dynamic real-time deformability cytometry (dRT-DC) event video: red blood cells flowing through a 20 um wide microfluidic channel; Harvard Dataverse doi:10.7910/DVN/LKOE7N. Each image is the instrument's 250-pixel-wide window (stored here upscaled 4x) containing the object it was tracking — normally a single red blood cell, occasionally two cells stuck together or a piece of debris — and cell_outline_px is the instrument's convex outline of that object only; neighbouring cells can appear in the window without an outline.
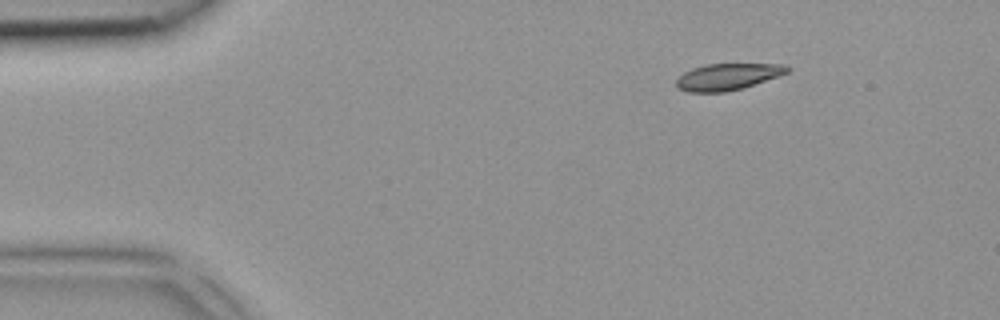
{"species": "common noctule bat (a hibernating species)", "species_latin": "Nyctalus noctula", "temperature_condition": "room temperature", "stored_images_in_passage": 5, "camera_frame_rate_fps": 3000, "um_per_image_px": 0.085, "animal": {"sex": "female", "body_mass_g": 18.4}, "frame": {"image": 1, "passage_image": 5, "time_ms": 1.333, "image_size_px": [1000, 320], "cell_outline_px": [[792, 68], [788, 72], [744, 88], [724, 92], [688, 92], [676, 88], [676, 80], [684, 72], [692, 68], [704, 64], [788, 64]], "centroid_in_image_um": [61.85, 6.52], "position_along_channel_um": 23.2, "area_um2": 17.28}}